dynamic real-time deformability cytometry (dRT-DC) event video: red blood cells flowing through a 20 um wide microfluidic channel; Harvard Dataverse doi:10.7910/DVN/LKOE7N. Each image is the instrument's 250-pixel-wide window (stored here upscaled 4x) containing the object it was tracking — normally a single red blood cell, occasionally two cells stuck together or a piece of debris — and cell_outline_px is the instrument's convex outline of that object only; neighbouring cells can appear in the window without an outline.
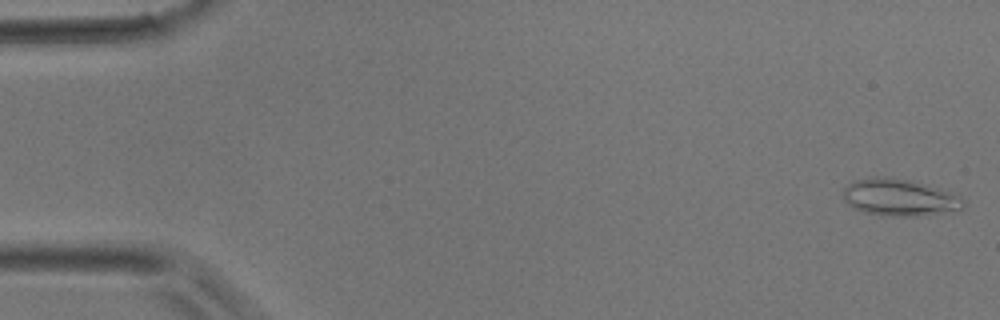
{"species": "common noctule bat (a hibernating species)", "species_latin": "Nyctalus noctula", "temperature_condition": "room temperature", "stored_images_in_passage": 4, "camera_frame_rate_fps": 3000, "um_per_image_px": 0.085, "animal": {"sex": "male", "body_mass_g": 17.9}, "frame": {"image": 1, "passage_image": 1, "time_ms": 0.0, "image_size_px": [1000, 320], "cell_outline_px": [[968, 204], [960, 212], [916, 216], [888, 216], [864, 212], [848, 204], [844, 200], [844, 188], [852, 180], [872, 176], [888, 176], [912, 180], [960, 196]], "centroid_in_image_um": [76.51, 16.79], "position_along_channel_um": 8.5, "area_um2": 26.41}}